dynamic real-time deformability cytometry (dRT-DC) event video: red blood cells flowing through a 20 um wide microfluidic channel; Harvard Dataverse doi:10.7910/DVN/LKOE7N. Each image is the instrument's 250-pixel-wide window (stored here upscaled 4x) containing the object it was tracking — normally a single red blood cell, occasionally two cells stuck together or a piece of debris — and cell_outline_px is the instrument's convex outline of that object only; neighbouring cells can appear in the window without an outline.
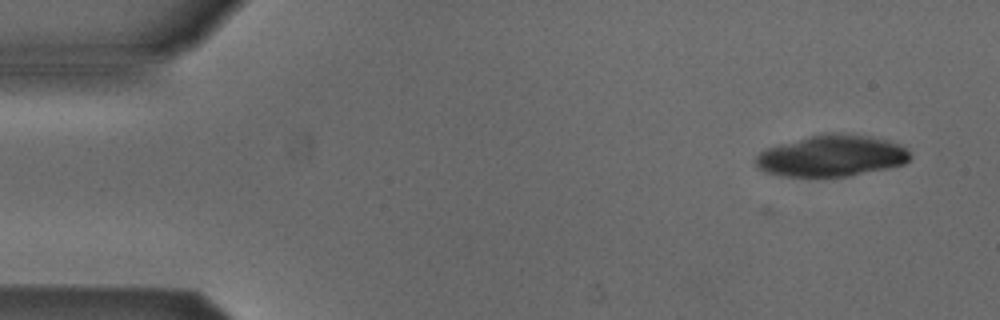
{"species": "Egyptian fruit bat (a non-hibernating species)", "species_latin": "Rousettus aegyptiacus", "temperature_condition": "cold", "stored_images_in_passage": 5, "camera_frame_rate_fps": 3000, "um_per_image_px": 0.085, "animal": {"sex": "male"}, "frame": {"image": 1, "passage_image": 1, "time_ms": 0.0, "image_size_px": [1000, 320], "cell_outline_px": [[912, 156], [904, 164], [852, 176], [780, 176], [764, 172], [756, 168], [752, 164], [752, 160], [764, 148], [808, 136], [824, 132], [840, 132], [868, 136], [888, 140], [900, 144]], "centroid_in_image_um": [70.61, 13.24], "position_along_channel_um": 14.4, "area_um2": 37.8}}
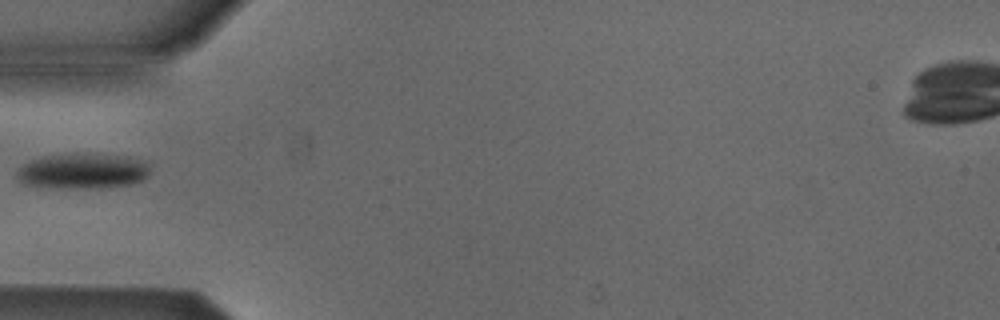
{"frame": {"image": 2, "passage_image": 5, "time_ms": 4.667, "image_size_px": [1000, 320], "cell_outline_px": [[152, 164], [148, 176], [144, 180], [132, 184], [88, 188], [60, 188], [24, 184], [16, 176], [16, 172], [28, 160], [40, 156], [72, 152], [76, 152], [128, 156], [148, 160]], "centroid_in_image_um": [7.09, 14.5], "position_along_channel_um": 77.9, "area_um2": 28.32}}